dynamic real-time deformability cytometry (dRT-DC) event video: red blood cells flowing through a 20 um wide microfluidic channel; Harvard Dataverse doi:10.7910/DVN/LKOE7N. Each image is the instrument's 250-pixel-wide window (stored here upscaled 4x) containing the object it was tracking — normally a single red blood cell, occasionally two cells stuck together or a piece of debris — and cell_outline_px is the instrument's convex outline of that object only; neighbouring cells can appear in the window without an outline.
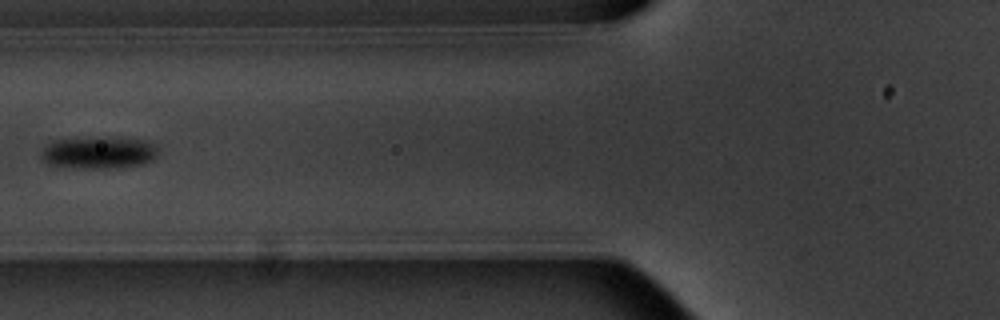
{"species": "common noctule bat (a hibernating species)", "species_latin": "Nyctalus noctula", "temperature_condition": "warm", "stored_images_in_passage": 14, "camera_frame_rate_fps": 3000, "um_per_image_px": 0.085, "animal": {"sex": "male", "body_mass_g": 20.1, "forearm_length_mm": 53.5}, "frame": {"image": 1, "passage_image": 5, "time_ms": 5.667, "image_size_px": [1000, 320], "cell_outline_px": [[156, 156], [152, 160], [144, 164], [112, 168], [76, 168], [48, 164], [40, 156], [40, 152], [52, 140], [144, 140], [152, 144], [156, 148]], "centroid_in_image_um": [8.35, 13.04], "position_along_channel_um": 117.5, "area_um2": 20.69}}
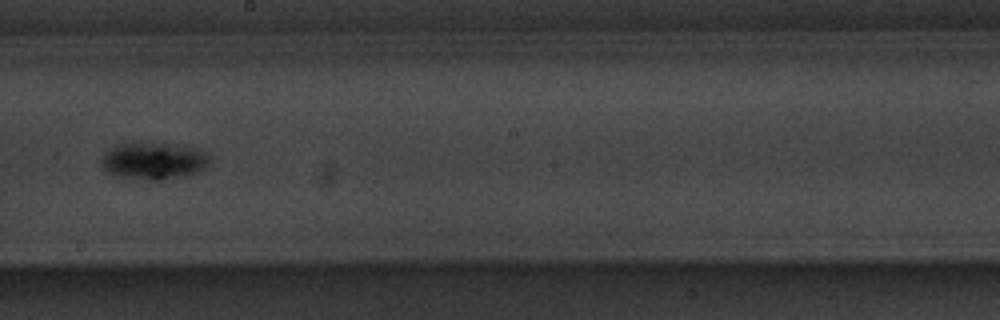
{"frame": {"image": 2, "passage_image": 8, "time_ms": 9.0, "image_size_px": [1000, 320], "cell_outline_px": [[208, 168], [188, 176], [152, 184], [116, 176], [108, 172], [104, 168], [100, 160], [104, 152], [120, 144], [132, 140], [176, 144], [192, 148], [208, 156]], "centroid_in_image_um": [13.02, 13.72], "position_along_channel_um": 235.2, "area_um2": 24.68}}
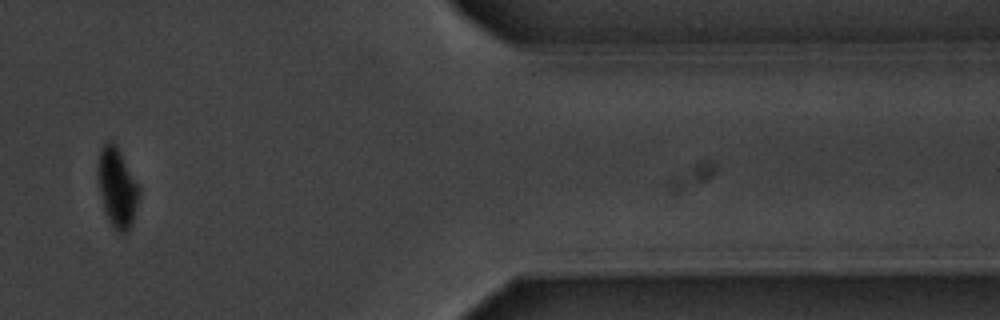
{"frame": {"image": 3, "passage_image": 12, "time_ms": 14.667, "image_size_px": [1000, 320], "cell_outline_px": [[140, 192], [132, 224], [124, 232], [120, 232], [112, 224], [104, 208], [100, 192], [100, 148], [104, 144], [112, 140], [120, 152], [140, 184]], "centroid_in_image_um": [10.02, 15.92], "position_along_channel_um": 401.4, "area_um2": 18.21}, "authors_computed_cell_mechanics": {"area_um2": 20.519, "velocity_mm_per_s": 3.5369, "shape_relaxation_time_tau1_ms": 1.1386, "shape_relaxation_time_tau2_ms": null, "deformation_change_tau1": 0.1019, "deformation_change_tau2": null}}